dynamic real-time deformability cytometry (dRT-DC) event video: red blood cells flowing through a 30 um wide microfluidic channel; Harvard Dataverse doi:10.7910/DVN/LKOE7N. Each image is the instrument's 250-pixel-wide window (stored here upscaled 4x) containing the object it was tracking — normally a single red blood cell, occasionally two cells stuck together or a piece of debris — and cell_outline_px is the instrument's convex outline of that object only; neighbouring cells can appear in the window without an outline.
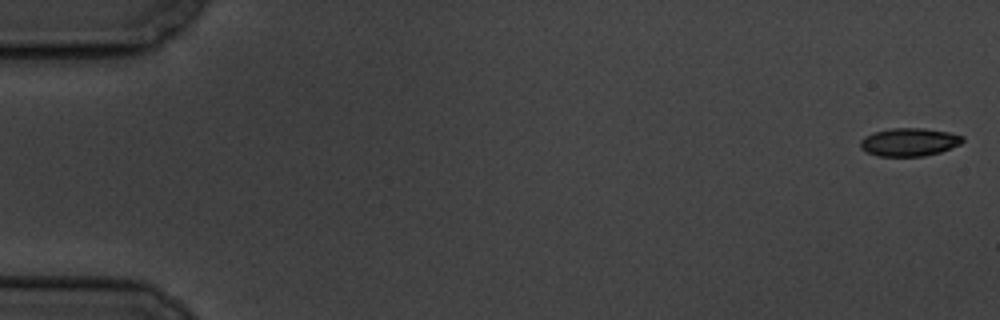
{"species": "common noctule bat (a hibernating species)", "species_latin": "Nyctalus noctula", "temperature_condition": "cold", "stored_images_in_passage": 7, "camera_frame_rate_fps": 3000, "um_per_image_px": 0.085, "animal": {"sex": "male", "body_mass_g": 19.5, "forearm_length_mm": 54.6}, "frame": {"image": 1, "passage_image": 1, "time_ms": 0.0, "image_size_px": [1000, 320], "cell_outline_px": [[964, 140], [960, 144], [940, 152], [924, 156], [876, 156], [860, 148], [860, 140], [864, 136], [872, 132], [892, 128], [924, 128], [948, 132], [964, 136]], "centroid_in_image_um": [77.26, 12.07], "position_along_channel_um": 7.7, "area_um2": 16.82}}